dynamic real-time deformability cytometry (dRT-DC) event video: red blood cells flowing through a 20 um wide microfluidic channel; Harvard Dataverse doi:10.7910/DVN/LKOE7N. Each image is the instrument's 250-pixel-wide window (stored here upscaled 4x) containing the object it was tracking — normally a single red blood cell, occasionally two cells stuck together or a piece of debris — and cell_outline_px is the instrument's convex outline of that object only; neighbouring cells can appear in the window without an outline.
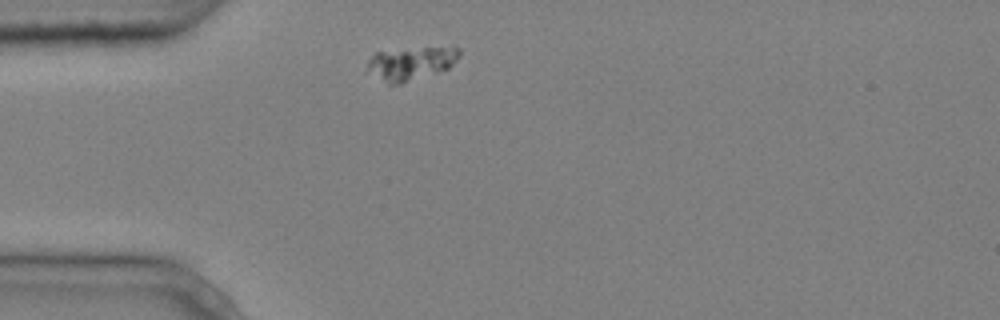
{"species": "common noctule bat (a hibernating species)", "species_latin": "Nyctalus noctula", "temperature_condition": "cold", "stored_images_in_passage": 1, "camera_frame_rate_fps": 3000, "um_per_image_px": 0.085, "animal": {"sex": "male", "body_mass_g": 20.4}, "frame": {"image": 1, "passage_image": 1, "time_ms": 0.0, "image_size_px": [1000, 320], "cell_outline_px": [[460, 56], [448, 68], [400, 84], [388, 84], [364, 72], [368, 60], [376, 52], [452, 44], [456, 44], [460, 48]], "centroid_in_image_um": [34.94, 5.35], "position_along_channel_um": 50.1, "area_um2": 18.44}}